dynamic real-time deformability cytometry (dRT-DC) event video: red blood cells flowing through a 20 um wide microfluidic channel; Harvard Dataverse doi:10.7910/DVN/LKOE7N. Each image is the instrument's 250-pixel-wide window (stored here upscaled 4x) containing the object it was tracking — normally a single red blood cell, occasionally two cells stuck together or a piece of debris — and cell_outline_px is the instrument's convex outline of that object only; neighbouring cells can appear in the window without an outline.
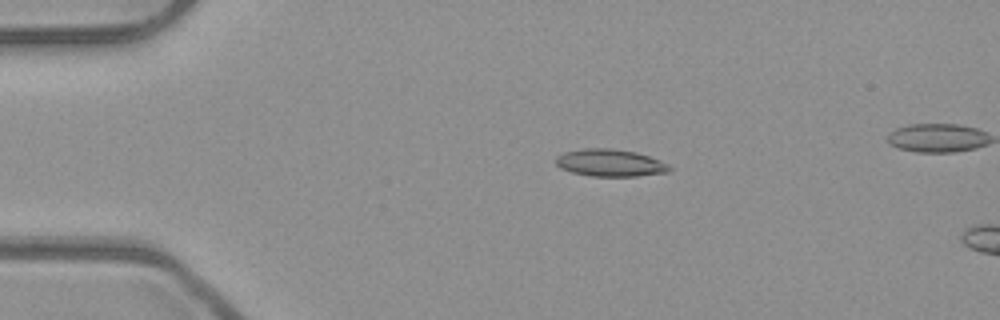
{"species": "common noctule bat (a hibernating species)", "species_latin": "Nyctalus noctula", "temperature_condition": "room temperature", "stored_images_in_passage": 6, "camera_frame_rate_fps": 3000, "um_per_image_px": 0.085, "animal": {"sex": "male", "body_mass_g": 23.1, "forearm_length_mm": 52.7}, "frame": {"image": 1, "passage_image": 4, "time_ms": 1.0, "image_size_px": [1000, 320], "cell_outline_px": [[672, 168], [668, 172], [636, 176], [588, 176], [572, 172], [560, 168], [556, 164], [556, 156], [564, 152], [584, 148], [612, 148], [636, 152], [660, 160], [668, 164]], "centroid_in_image_um": [51.85, 13.84], "position_along_channel_um": 33.2, "area_um2": 18.09}}